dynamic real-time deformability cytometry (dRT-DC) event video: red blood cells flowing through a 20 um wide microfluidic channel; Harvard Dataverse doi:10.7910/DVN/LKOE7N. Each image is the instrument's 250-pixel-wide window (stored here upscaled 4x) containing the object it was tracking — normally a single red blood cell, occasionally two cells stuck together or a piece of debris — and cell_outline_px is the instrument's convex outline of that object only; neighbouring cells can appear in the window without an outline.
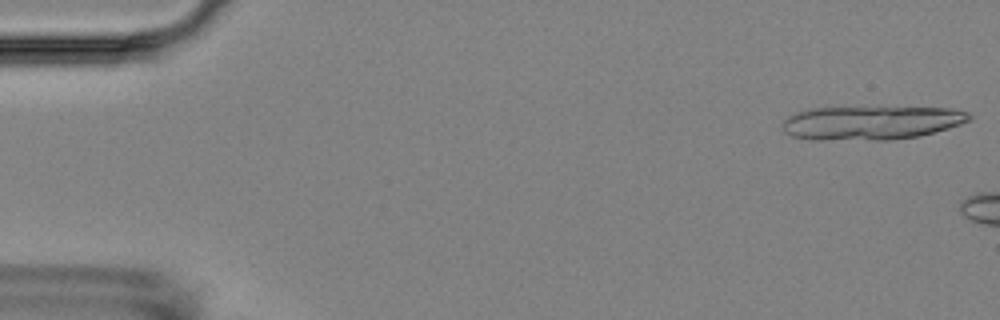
{"species": "Egyptian fruit bat (a non-hibernating species)", "species_latin": "Rousettus aegyptiacus", "temperature_condition": "room temperature", "stored_images_in_passage": 3, "camera_frame_rate_fps": 3000, "um_per_image_px": 0.085, "animal": {"sex": "female"}, "frame": {"image": 1, "passage_image": 1, "time_ms": 0.0, "image_size_px": [1000, 320], "cell_outline_px": [[972, 120], [948, 128], [920, 136], [892, 140], [812, 140], [792, 136], [784, 132], [780, 124], [788, 116], [796, 112], [812, 108], [952, 108], [968, 112], [972, 116]], "centroid_in_image_um": [74.03, 10.45], "position_along_channel_um": 11.0, "area_um2": 36.93}}